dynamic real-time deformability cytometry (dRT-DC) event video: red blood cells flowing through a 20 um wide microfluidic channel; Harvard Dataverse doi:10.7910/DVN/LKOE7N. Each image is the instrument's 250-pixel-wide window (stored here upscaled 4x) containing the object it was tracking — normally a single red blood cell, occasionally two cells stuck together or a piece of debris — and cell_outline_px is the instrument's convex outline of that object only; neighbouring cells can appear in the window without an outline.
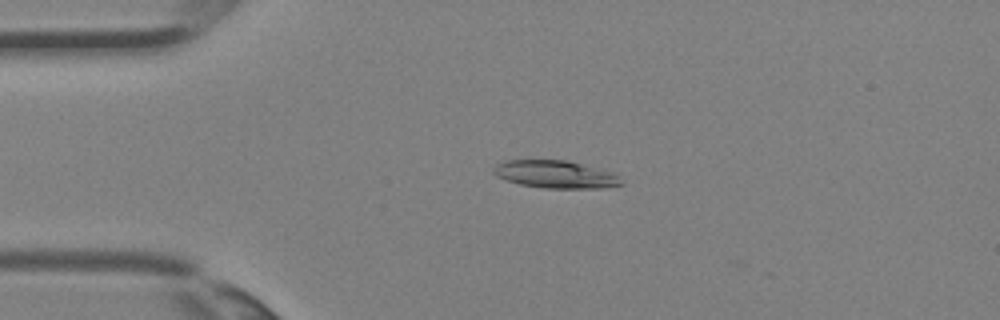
{"species": "Egyptian fruit bat (a non-hibernating species)", "species_latin": "Rousettus aegyptiacus", "temperature_condition": "room temperature", "stored_images_in_passage": 11, "camera_frame_rate_fps": 3000, "um_per_image_px": 0.085, "animal": {"sex": "female"}, "frame": {"image": 1, "passage_image": 9, "time_ms": 2.667, "image_size_px": [1000, 320], "cell_outline_px": [[624, 184], [604, 188], [544, 188], [520, 184], [496, 176], [492, 172], [492, 168], [496, 164], [504, 160], [564, 160], [612, 172], [620, 176], [624, 180]], "centroid_in_image_um": [47.22, 14.82], "position_along_channel_um": 37.8, "area_um2": 20.58}}